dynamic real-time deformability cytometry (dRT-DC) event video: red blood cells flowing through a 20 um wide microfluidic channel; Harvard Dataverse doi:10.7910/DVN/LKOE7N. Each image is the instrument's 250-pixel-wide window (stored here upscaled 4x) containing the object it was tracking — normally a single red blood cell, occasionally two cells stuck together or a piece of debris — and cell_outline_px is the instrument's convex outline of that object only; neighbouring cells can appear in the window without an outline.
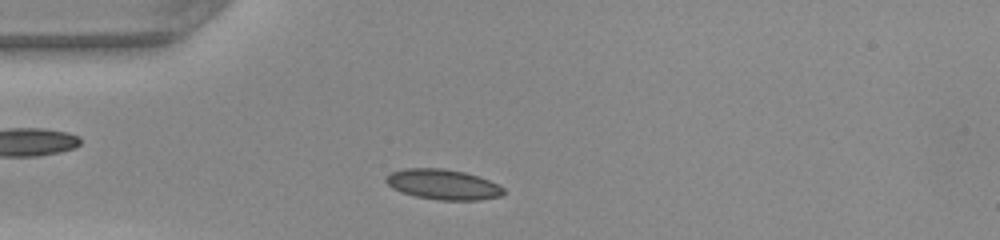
{"species": "common noctule bat (a hibernating species)", "species_latin": "Nyctalus noctula", "temperature_condition": "warm", "stored_images_in_passage": 31, "camera_frame_rate_fps": 3000, "um_per_image_px": 0.085, "animal": {"sex": "female", "body_mass_g": 22.0, "forearm_length_mm": 56.7}, "frame": {"image": 1, "passage_image": 5, "time_ms": 1.333, "image_size_px": [1000, 240], "cell_outline_px": [[504, 192], [500, 196], [480, 200], [440, 200], [416, 196], [400, 192], [392, 188], [384, 180], [392, 172], [404, 168], [444, 168], [464, 172], [488, 180], [504, 188]], "centroid_in_image_um": [37.63, 15.68], "position_along_channel_um": 47.4, "area_um2": 20.58}}
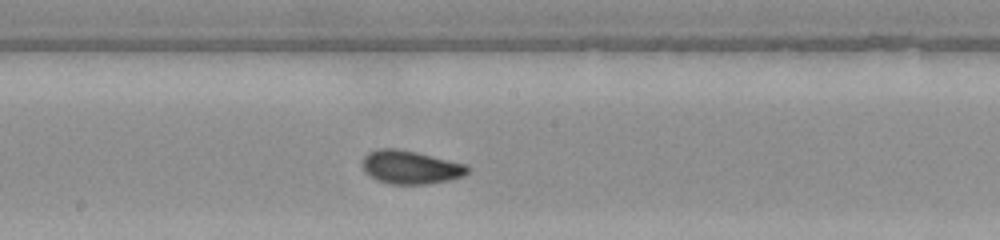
{"frame": {"image": 2, "passage_image": 18, "time_ms": 5.667, "image_size_px": [1000, 240], "cell_outline_px": [[468, 172], [464, 176], [452, 180], [428, 184], [388, 184], [376, 180], [364, 172], [360, 164], [364, 156], [368, 152], [376, 148], [396, 148], [416, 152], [468, 164]], "centroid_in_image_um": [34.87, 14.21], "position_along_channel_um": 213.3, "area_um2": 20.92}}
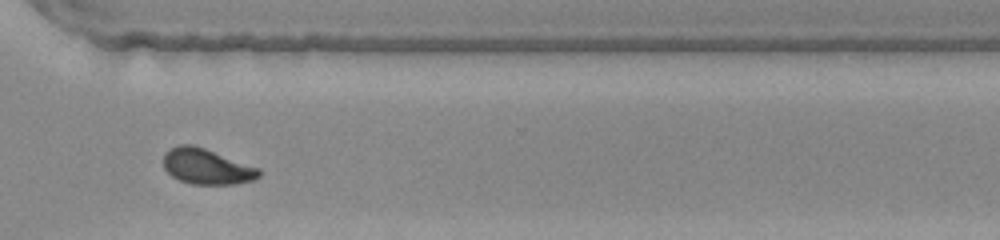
{"frame": {"image": 3, "passage_image": 28, "time_ms": 9.0, "image_size_px": [1000, 240], "cell_outline_px": [[260, 176], [252, 180], [236, 184], [192, 184], [180, 180], [172, 176], [164, 168], [164, 152], [168, 148], [180, 144], [192, 144], [204, 148], [260, 168]], "centroid_in_image_um": [17.55, 14.14], "position_along_channel_um": 353.0, "area_um2": 19.77}, "authors_computed_cell_mechanics": {"area_um2": 19.8832, "velocity_mm_per_s": 4.1854, "shape_relaxation_time_tau1_ms": 4.9677, "shape_relaxation_time_tau2_ms": 1.0662, "deformation_change_tau1": 0.1508, "deformation_change_tau2": 0.0401}}